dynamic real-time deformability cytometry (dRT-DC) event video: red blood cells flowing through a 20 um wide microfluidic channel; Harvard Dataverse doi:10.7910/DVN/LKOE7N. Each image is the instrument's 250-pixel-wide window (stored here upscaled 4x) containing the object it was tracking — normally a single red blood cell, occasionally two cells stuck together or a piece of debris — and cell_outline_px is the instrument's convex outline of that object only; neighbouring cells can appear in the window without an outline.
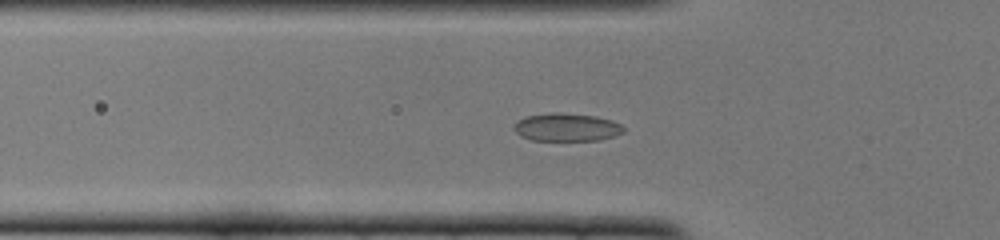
{"species": "common noctule bat (a hibernating species)", "species_latin": "Nyctalus noctula", "temperature_condition": "cold", "stored_images_in_passage": 48, "camera_frame_rate_fps": 3000, "um_per_image_px": 0.085, "animal": {"sex": "female", "body_mass_g": 22.0, "forearm_length_mm": 56.7}, "frame": {"image": 1, "passage_image": 14, "time_ms": 4.333, "image_size_px": [1000, 240], "cell_outline_px": [[624, 132], [612, 136], [596, 140], [532, 140], [516, 132], [516, 124], [520, 120], [528, 116], [592, 116], [608, 120], [620, 124], [624, 128]], "centroid_in_image_um": [48.23, 10.88], "position_along_channel_um": 77.6, "area_um2": 16.18}}
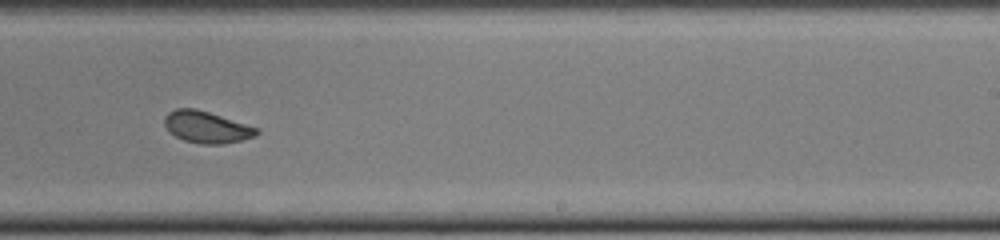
{"frame": {"image": 2, "passage_image": 29, "time_ms": 9.333, "image_size_px": [1000, 240], "cell_outline_px": [[260, 132], [252, 136], [240, 140], [220, 144], [204, 144], [184, 140], [176, 136], [164, 124], [164, 120], [168, 112], [176, 108], [192, 108], [208, 112], [256, 128]], "centroid_in_image_um": [17.51, 10.8], "position_along_channel_um": 271.5, "area_um2": 16.36}}
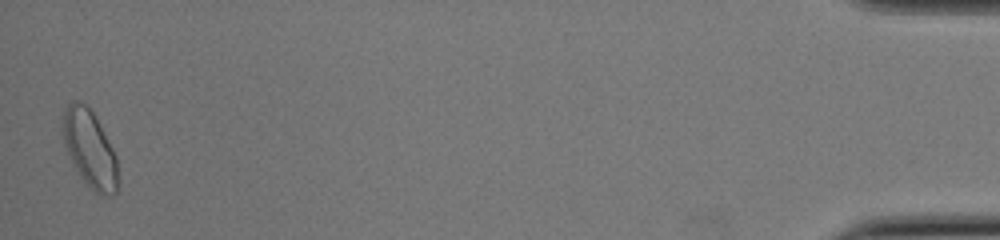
{"frame": {"image": 3, "passage_image": 48, "time_ms": 15.667, "image_size_px": [1000, 240], "cell_outline_px": [[116, 192], [96, 192], [84, 180], [72, 160], [68, 152], [64, 140], [64, 112], [68, 104], [72, 100], [76, 100], [84, 104], [92, 112], [112, 148], [116, 160]], "centroid_in_image_um": [7.61, 12.58], "position_along_channel_um": 427.6, "area_um2": 23.0}, "authors_computed_cell_mechanics": {"area_um2": 16.9065, "velocity_mm_per_s": 3.8788, "shape_relaxation_time_tau1_ms": 4.3855, "shape_relaxation_time_tau2_ms": 1.0251, "deformation_change_tau1": 0.137, "deformation_change_tau2": 0.0561}}